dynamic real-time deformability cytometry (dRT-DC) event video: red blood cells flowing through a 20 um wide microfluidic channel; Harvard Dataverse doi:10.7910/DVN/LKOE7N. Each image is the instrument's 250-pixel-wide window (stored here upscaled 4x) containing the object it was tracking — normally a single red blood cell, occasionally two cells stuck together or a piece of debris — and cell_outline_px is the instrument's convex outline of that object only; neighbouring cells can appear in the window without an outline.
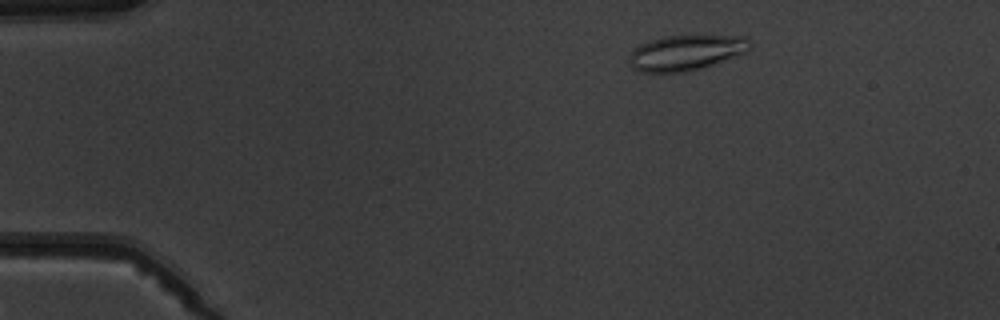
{"species": "common noctule bat (a hibernating species)", "species_latin": "Nyctalus noctula", "temperature_condition": "warm", "stored_images_in_passage": 3, "camera_frame_rate_fps": 3000, "um_per_image_px": 0.085, "animal": {"sex": "male", "body_mass_g": 19.5, "forearm_length_mm": 54.6}, "frame": {"image": 1, "passage_image": 1, "time_ms": 0.0, "image_size_px": [1000, 320], "cell_outline_px": [[752, 44], [744, 52], [700, 68], [688, 72], [640, 72], [632, 68], [628, 64], [628, 56], [640, 44], [648, 40], [664, 36], [744, 36], [752, 40]], "centroid_in_image_um": [58.24, 4.47], "position_along_channel_um": 26.8, "area_um2": 24.68}}